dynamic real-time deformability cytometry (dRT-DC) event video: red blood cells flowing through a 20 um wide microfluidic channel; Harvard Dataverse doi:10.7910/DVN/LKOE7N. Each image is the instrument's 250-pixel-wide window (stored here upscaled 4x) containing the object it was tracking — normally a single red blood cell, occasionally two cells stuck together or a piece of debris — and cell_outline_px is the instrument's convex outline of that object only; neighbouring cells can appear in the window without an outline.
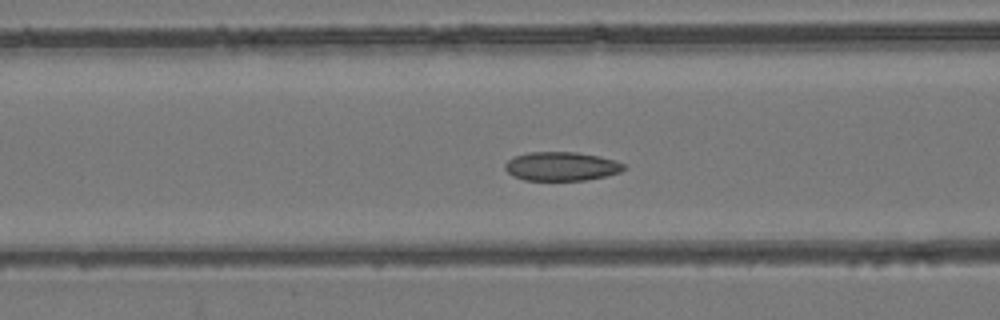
{"species": "common noctule bat (a hibernating species)", "species_latin": "Nyctalus noctula", "temperature_condition": "room temperature", "stored_images_in_passage": 52, "camera_frame_rate_fps": 3000, "um_per_image_px": 0.085, "animal": {"sex": "female", "body_mass_g": 24.6, "forearm_length_mm": 56.2}, "frame": {"image": 1, "passage_image": 20, "time_ms": 6.333, "image_size_px": [1000, 320], "cell_outline_px": [[628, 168], [620, 172], [604, 176], [584, 180], [524, 180], [512, 176], [504, 168], [504, 164], [508, 160], [516, 156], [528, 152], [576, 152], [600, 156], [616, 160], [628, 164]], "centroid_in_image_um": [47.76, 14.13], "position_along_channel_um": 118.8, "area_um2": 20.17}}
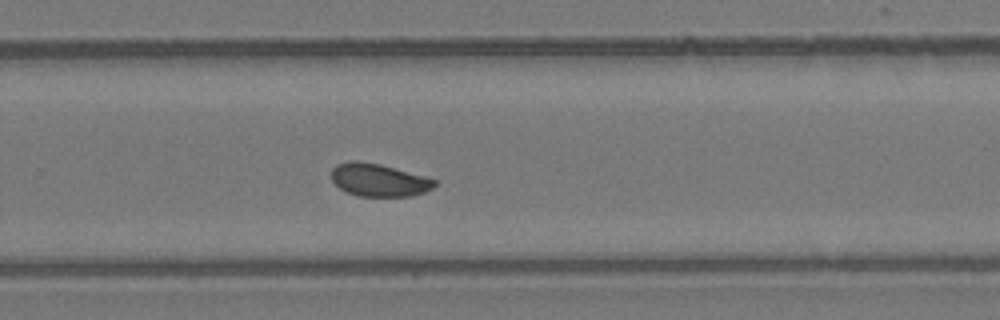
{"frame": {"image": 2, "passage_image": 34, "time_ms": 11.0, "image_size_px": [1000, 320], "cell_outline_px": [[436, 184], [432, 188], [424, 192], [412, 196], [356, 196], [340, 188], [332, 180], [332, 168], [336, 164], [352, 160], [356, 160], [380, 164], [424, 176], [436, 180]], "centroid_in_image_um": [32.18, 15.3], "position_along_channel_um": 297.6, "area_um2": 19.59}}
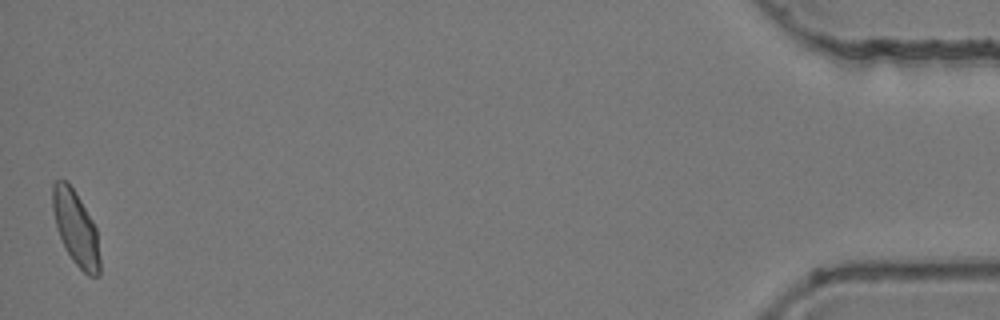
{"frame": {"image": 3, "passage_image": 52, "time_ms": 17.0, "image_size_px": [1000, 320], "cell_outline_px": [[100, 276], [88, 276], [72, 260], [56, 228], [52, 208], [52, 184], [56, 180], [68, 180], [92, 220], [96, 228], [100, 260]], "centroid_in_image_um": [6.44, 19.38], "position_along_channel_um": 428.8, "area_um2": 20.35}, "authors_computed_cell_mechanics": {"area_um2": 20.3456, "velocity_mm_per_s": 3.8352, "shape_relaxation_time_tau1_ms": 9.8082, "shape_relaxation_time_tau2_ms": 1.253, "deformation_change_tau1": 0.1547, "deformation_change_tau2": 0.0495}}